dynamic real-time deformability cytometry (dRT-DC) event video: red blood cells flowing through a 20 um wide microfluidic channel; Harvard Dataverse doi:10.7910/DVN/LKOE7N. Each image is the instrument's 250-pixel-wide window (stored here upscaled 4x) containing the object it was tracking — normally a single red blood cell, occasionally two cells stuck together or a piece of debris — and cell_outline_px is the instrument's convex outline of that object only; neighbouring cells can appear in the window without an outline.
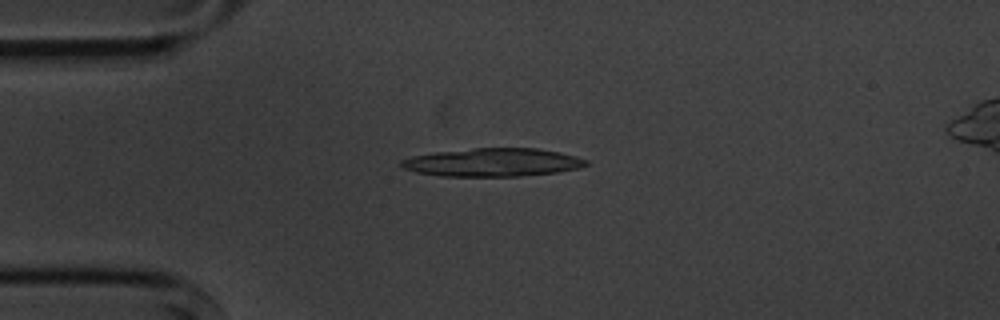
{"species": "common noctule bat (a hibernating species)", "species_latin": "Nyctalus noctula", "temperature_condition": "cold", "stored_images_in_passage": 7, "camera_frame_rate_fps": 3000, "um_per_image_px": 0.085, "animal": {"sex": "male", "body_mass_g": 20.1, "forearm_length_mm": 53.5}, "frame": {"image": 1, "passage_image": 3, "time_ms": 2.667, "image_size_px": [1000, 320], "cell_outline_px": [[588, 164], [580, 168], [556, 172], [516, 176], [440, 176], [416, 172], [404, 168], [400, 164], [400, 160], [412, 156], [436, 152], [476, 148], [536, 148], [560, 152], [576, 156], [588, 160]], "centroid_in_image_um": [41.89, 13.8], "position_along_channel_um": 43.1, "area_um2": 30.29}}